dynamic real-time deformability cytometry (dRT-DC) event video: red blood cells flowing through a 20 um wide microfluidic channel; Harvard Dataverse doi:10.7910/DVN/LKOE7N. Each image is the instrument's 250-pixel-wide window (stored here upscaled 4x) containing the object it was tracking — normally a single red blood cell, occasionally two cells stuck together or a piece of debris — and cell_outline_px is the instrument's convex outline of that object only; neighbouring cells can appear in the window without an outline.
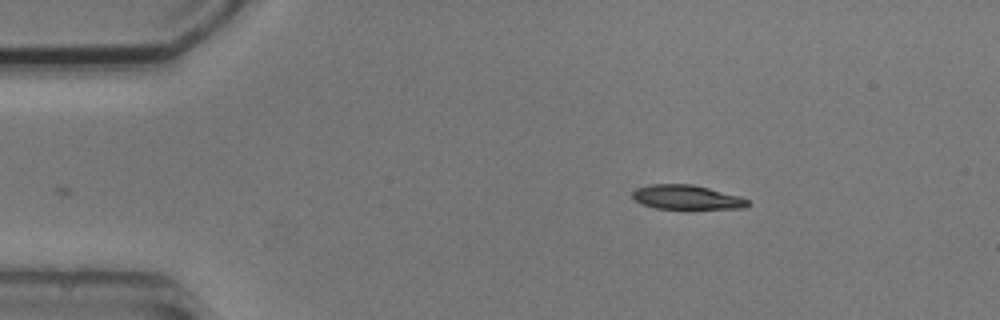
{"species": "common noctule bat (a hibernating species)", "species_latin": "Nyctalus noctula", "temperature_condition": "cold", "stored_images_in_passage": 4, "camera_frame_rate_fps": 3000, "um_per_image_px": 0.085, "animal": {"sex": "male", "body_mass_g": 20.5, "forearm_length_mm": 52.5}, "frame": {"image": 1, "passage_image": 4, "time_ms": 3.667, "image_size_px": [1000, 320], "cell_outline_px": [[752, 204], [744, 208], [688, 212], [656, 208], [644, 204], [636, 200], [632, 196], [632, 192], [636, 188], [652, 184], [692, 184], [740, 196], [748, 200]], "centroid_in_image_um": [58.45, 16.83], "position_along_channel_um": 26.6, "area_um2": 17.34}}